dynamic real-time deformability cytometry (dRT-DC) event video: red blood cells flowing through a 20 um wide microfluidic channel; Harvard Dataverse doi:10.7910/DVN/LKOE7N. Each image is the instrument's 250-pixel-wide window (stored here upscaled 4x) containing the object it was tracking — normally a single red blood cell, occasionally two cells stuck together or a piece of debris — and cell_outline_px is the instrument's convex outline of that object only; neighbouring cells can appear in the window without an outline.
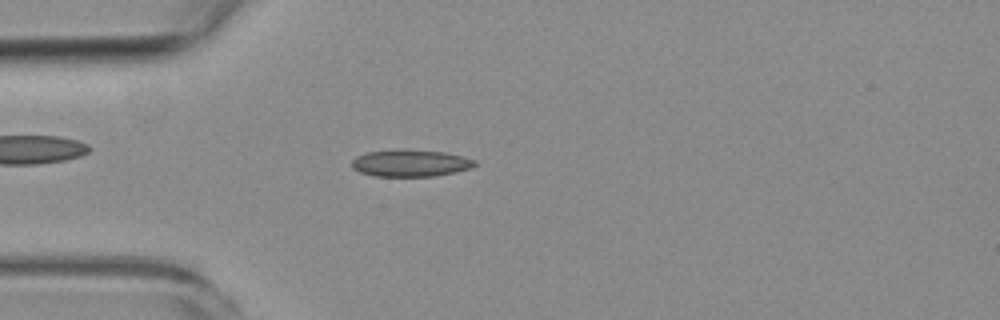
{"species": "common noctule bat (a hibernating species)", "species_latin": "Nyctalus noctula", "temperature_condition": "room temperature", "stored_images_in_passage": 5, "camera_frame_rate_fps": 3000, "um_per_image_px": 0.085, "animal": {"sex": "female", "body_mass_g": 19.3, "forearm_length_mm": 54.1}, "frame": {"image": 1, "passage_image": 4, "time_ms": 3.333, "image_size_px": [1000, 320], "cell_outline_px": [[480, 164], [472, 168], [456, 172], [436, 176], [376, 176], [360, 172], [352, 168], [352, 160], [356, 156], [364, 152], [400, 148], [404, 148], [444, 152], [464, 156], [476, 160]], "centroid_in_image_um": [34.92, 13.84], "position_along_channel_um": 50.1, "area_um2": 19.88}}